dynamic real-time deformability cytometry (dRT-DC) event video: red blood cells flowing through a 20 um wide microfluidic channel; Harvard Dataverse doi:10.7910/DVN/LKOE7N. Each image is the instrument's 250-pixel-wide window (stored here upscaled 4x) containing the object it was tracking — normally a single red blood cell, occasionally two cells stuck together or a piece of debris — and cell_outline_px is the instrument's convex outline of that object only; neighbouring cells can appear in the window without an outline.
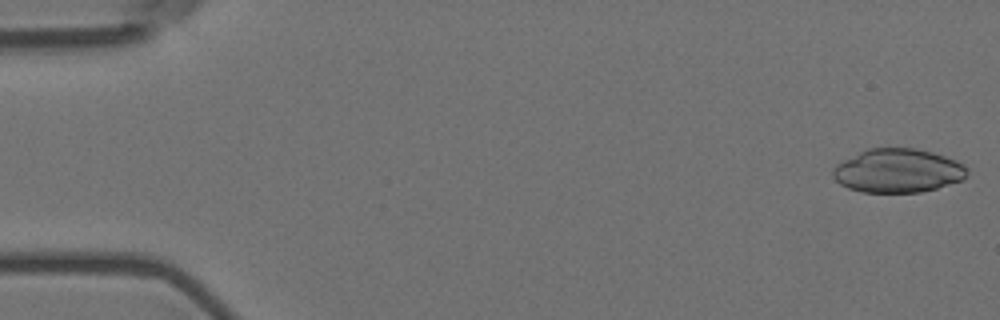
{"species": "Egyptian fruit bat (a non-hibernating species)", "species_latin": "Rousettus aegyptiacus", "temperature_condition": "room temperature", "stored_images_in_passage": 56, "camera_frame_rate_fps": 3000, "um_per_image_px": 0.085, "animal": {"sex": "female"}, "frame": {"image": 1, "passage_image": 1, "time_ms": 0.0, "image_size_px": [1000, 320], "cell_outline_px": [[968, 172], [964, 180], [936, 188], [920, 192], [864, 192], [848, 188], [840, 184], [832, 176], [832, 168], [836, 164], [868, 148], [916, 148], [932, 152], [956, 160], [964, 164], [968, 168]], "centroid_in_image_um": [76.33, 14.51], "position_along_channel_um": 8.7, "area_um2": 34.33}}